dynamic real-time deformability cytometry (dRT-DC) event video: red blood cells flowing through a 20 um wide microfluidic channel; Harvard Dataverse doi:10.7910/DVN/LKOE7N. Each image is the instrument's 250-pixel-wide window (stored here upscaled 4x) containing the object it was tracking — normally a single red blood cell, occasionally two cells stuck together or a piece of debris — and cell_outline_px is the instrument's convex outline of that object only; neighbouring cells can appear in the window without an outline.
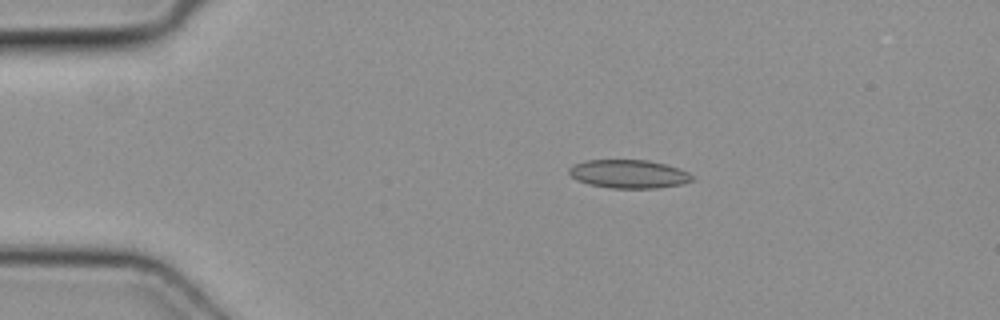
{"species": "common noctule bat (a hibernating species)", "species_latin": "Nyctalus noctula", "temperature_condition": "cold", "stored_images_in_passage": 41, "camera_frame_rate_fps": 3000, "um_per_image_px": 0.085, "animal": {"sex": "female", "body_mass_g": 19.3, "forearm_length_mm": 54.1}, "frame": {"image": 1, "passage_image": 1, "time_ms": 0.0, "image_size_px": [1000, 320], "cell_outline_px": [[696, 180], [684, 184], [656, 188], [608, 188], [588, 184], [576, 180], [568, 172], [568, 168], [572, 164], [584, 160], [648, 160], [680, 168], [688, 172]], "centroid_in_image_um": [53.44, 14.79], "position_along_channel_um": 31.6, "area_um2": 20.69}}
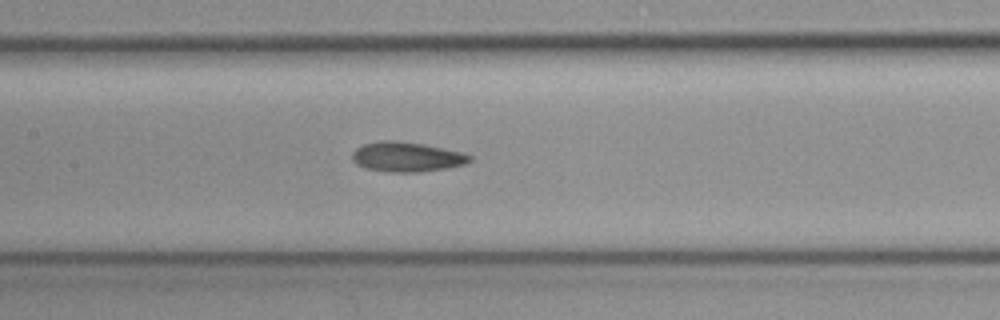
{"frame": {"image": 2, "passage_image": 15, "time_ms": 4.667, "image_size_px": [1000, 320], "cell_outline_px": [[472, 160], [464, 164], [448, 168], [420, 172], [388, 172], [364, 168], [356, 164], [352, 160], [352, 152], [356, 148], [364, 144], [380, 140], [396, 140], [424, 144], [460, 152], [472, 156]], "centroid_in_image_um": [34.54, 13.34], "position_along_channel_um": 172.9, "area_um2": 20.52}}
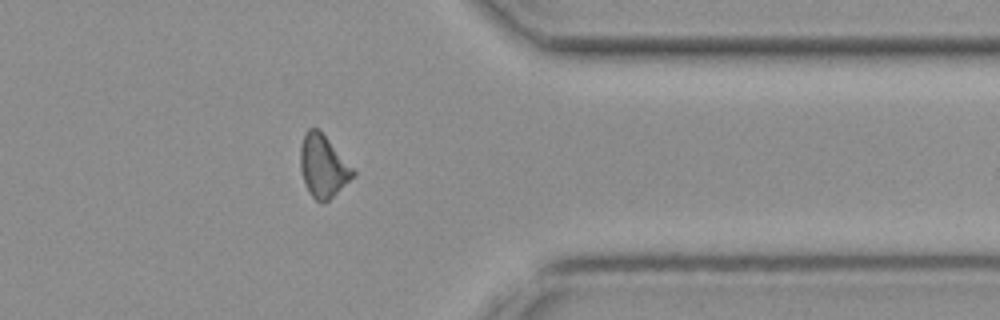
{"frame": {"image": 3, "passage_image": 31, "time_ms": 10.0, "image_size_px": [1000, 320], "cell_outline_px": [[356, 176], [324, 204], [316, 200], [308, 192], [300, 168], [300, 148], [304, 132], [308, 128], [316, 128], [328, 140], [356, 172]], "centroid_in_image_um": [27.45, 14.16], "position_along_channel_um": 383.9, "area_um2": 18.96}}